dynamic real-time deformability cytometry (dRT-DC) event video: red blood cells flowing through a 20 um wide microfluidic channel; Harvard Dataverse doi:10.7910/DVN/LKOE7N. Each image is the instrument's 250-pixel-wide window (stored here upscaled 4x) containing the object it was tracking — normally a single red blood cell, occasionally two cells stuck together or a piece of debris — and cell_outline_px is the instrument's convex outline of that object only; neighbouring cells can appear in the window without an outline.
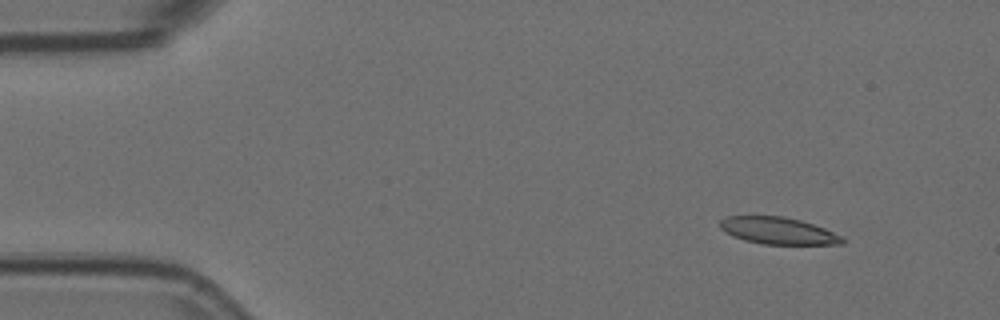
{"species": "Egyptian fruit bat (a non-hibernating species)", "species_latin": "Rousettus aegyptiacus", "temperature_condition": "room temperature", "stored_images_in_passage": 5, "segment_of_instrument_passage": [1, 2], "camera_frame_rate_fps": 3000, "um_per_image_px": 0.085, "animal": {"sex": "female"}, "frame": {"image": 1, "passage_image": 1, "time_ms": 0.0, "image_size_px": [1000, 320], "cell_outline_px": [[844, 244], [760, 244], [744, 240], [732, 236], [724, 232], [720, 228], [720, 220], [728, 216], [784, 216], [800, 220], [824, 228], [840, 236], [844, 240]], "centroid_in_image_um": [66.09, 19.61], "position_along_channel_um": 18.9, "area_um2": 19.13}}
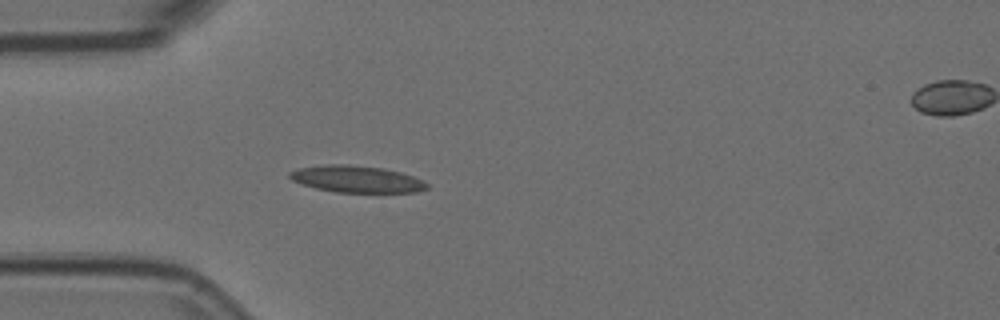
{"frame": {"image": 2, "passage_image": 4, "time_ms": 1.0, "image_size_px": [1000, 320], "cell_outline_px": [[428, 188], [416, 192], [336, 192], [316, 188], [300, 184], [292, 180], [288, 176], [288, 172], [300, 168], [324, 164], [348, 164], [384, 168], [400, 172], [412, 176], [428, 184]], "centroid_in_image_um": [30.27, 15.21], "position_along_channel_um": 54.7, "area_um2": 21.39}}